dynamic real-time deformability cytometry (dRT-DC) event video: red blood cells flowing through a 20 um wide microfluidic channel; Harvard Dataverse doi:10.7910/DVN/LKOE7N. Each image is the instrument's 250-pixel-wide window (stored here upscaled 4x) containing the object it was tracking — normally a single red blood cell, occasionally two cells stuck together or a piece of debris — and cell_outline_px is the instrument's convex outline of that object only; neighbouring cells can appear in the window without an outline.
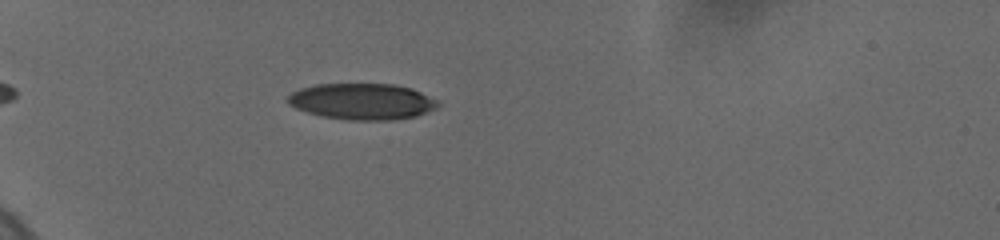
{"species": "human", "species_latin": "Homo sapiens", "temperature_condition": "cold", "stored_images_in_passage": 45, "camera_frame_rate_fps": 3000, "um_per_image_px": 0.085, "donor": {"sex": "female"}, "frame": {"image": 1, "passage_image": 7, "time_ms": 2.333, "image_size_px": [1000, 240], "cell_outline_px": [[440, 104], [436, 108], [416, 116], [396, 120], [344, 120], [320, 116], [296, 108], [288, 104], [284, 100], [292, 92], [300, 88], [316, 84], [392, 84], [412, 88], [436, 100]], "centroid_in_image_um": [30.74, 8.63], "position_along_channel_um": 54.3, "area_um2": 31.85}}
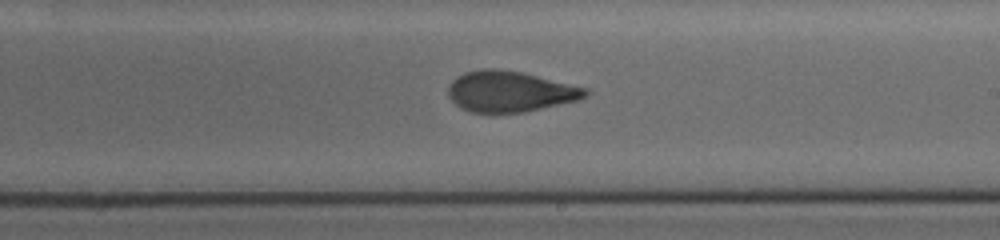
{"frame": {"image": 2, "passage_image": 26, "time_ms": 8.333, "image_size_px": [1000, 240], "cell_outline_px": [[588, 96], [576, 100], [524, 112], [468, 112], [460, 108], [448, 96], [448, 88], [452, 80], [456, 76], [464, 72], [480, 68], [496, 68], [520, 72], [588, 88]], "centroid_in_image_um": [43.3, 7.76], "position_along_channel_um": 245.7, "area_um2": 32.48}}
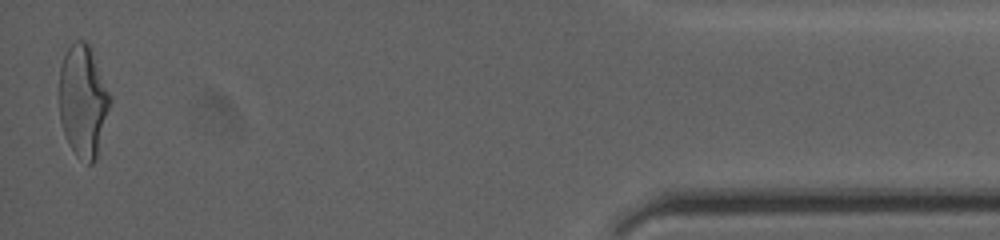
{"frame": {"image": 3, "passage_image": 45, "time_ms": 15.0, "image_size_px": [1000, 240], "cell_outline_px": [[112, 100], [96, 160], [92, 164], [88, 164], [76, 156], [68, 144], [60, 120], [60, 68], [64, 56], [68, 48], [76, 40], [84, 40], [92, 48]], "centroid_in_image_um": [7.08, 8.6], "position_along_channel_um": 428.1, "area_um2": 33.23}, "authors_computed_cell_mechanics": {"area_um2": 32.8304, "velocity_mm_per_s": 3.6871, "shape_relaxation_time_tau1_ms": 5.0303, "shape_relaxation_time_tau2_ms": 1.3772, "deformation_change_tau1": 0.1728, "deformation_change_tau2": 0.082}}